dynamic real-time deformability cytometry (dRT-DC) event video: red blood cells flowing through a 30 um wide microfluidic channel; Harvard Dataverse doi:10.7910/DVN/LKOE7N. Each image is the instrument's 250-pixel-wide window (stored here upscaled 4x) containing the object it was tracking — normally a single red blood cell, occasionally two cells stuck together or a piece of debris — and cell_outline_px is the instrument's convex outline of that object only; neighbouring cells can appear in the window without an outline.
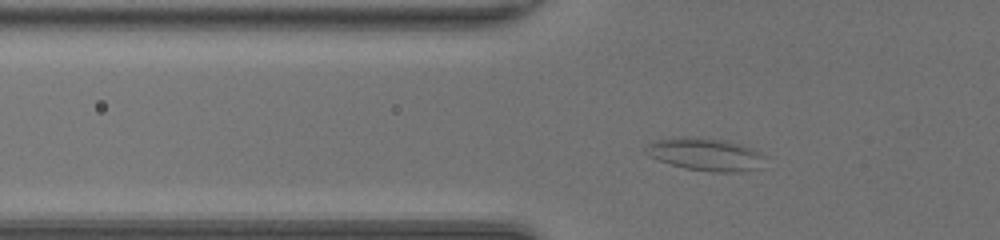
{"species": "common noctule bat (a hibernating species)", "species_latin": "Nyctalus noctula", "temperature_condition": "room temperature", "stored_images_in_passage": 41, "segment_of_instrument_passage": [1, 2], "camera_frame_rate_fps": 3000, "um_per_image_px": 0.085, "animal": {"sex": "female", "body_mass_g": 20.0, "forearm_length_mm": 54.0}, "frame": {"image": 1, "passage_image": 8, "time_ms": 2.333, "image_size_px": [1000, 240], "cell_outline_px": [[764, 156], [760, 168], [740, 172], [712, 172], [684, 168], [648, 156], [644, 152], [644, 148], [648, 144], [656, 140], [680, 136], [684, 136], [724, 140], [756, 148]], "centroid_in_image_um": [59.96, 13.11], "position_along_channel_um": 65.8, "area_um2": 22.77}}
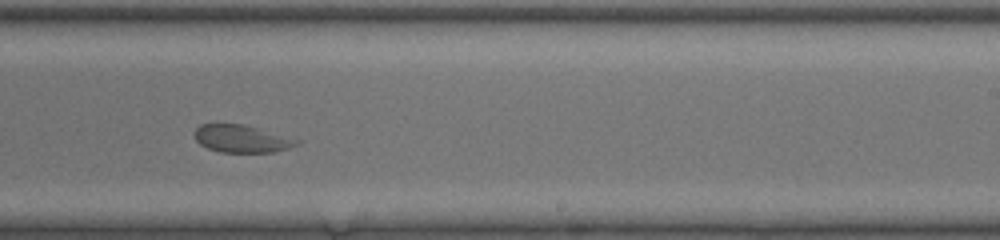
{"frame": {"image": 2, "passage_image": 23, "time_ms": 7.333, "image_size_px": [1000, 240], "cell_outline_px": [[300, 144], [276, 152], [220, 152], [208, 148], [200, 144], [196, 140], [192, 132], [200, 124], [244, 124], [300, 140]], "centroid_in_image_um": [20.52, 11.79], "position_along_channel_um": 268.5, "area_um2": 16.42}}
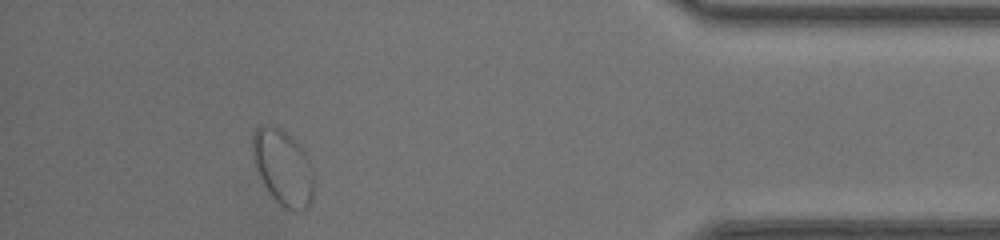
{"frame": {"image": 3, "passage_image": 36, "time_ms": 11.667, "image_size_px": [1000, 240], "cell_outline_px": [[316, 184], [312, 204], [308, 208], [300, 212], [292, 212], [284, 208], [268, 192], [260, 176], [252, 156], [252, 136], [256, 128], [260, 124], [268, 124], [280, 128], [308, 156], [312, 164]], "centroid_in_image_um": [24.1, 14.3], "position_along_channel_um": 411.1, "area_um2": 27.51}}